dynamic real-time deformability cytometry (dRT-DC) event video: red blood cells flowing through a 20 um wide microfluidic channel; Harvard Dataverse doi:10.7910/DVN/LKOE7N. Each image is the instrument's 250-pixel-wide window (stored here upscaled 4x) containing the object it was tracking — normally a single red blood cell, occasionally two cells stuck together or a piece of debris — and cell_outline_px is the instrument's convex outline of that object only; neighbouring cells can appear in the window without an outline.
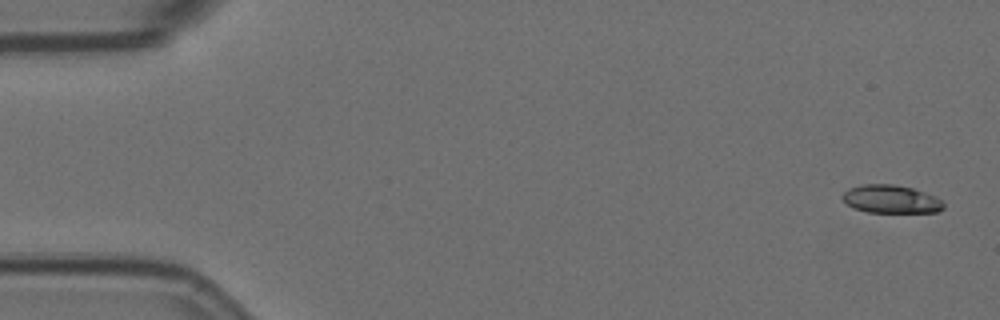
{"species": "Egyptian fruit bat (a non-hibernating species)", "species_latin": "Rousettus aegyptiacus", "temperature_condition": "room temperature", "stored_images_in_passage": 11, "camera_frame_rate_fps": 3000, "um_per_image_px": 0.085, "animal": {"sex": "female"}, "frame": {"image": 1, "passage_image": 1, "time_ms": 0.0, "image_size_px": [1000, 320], "cell_outline_px": [[944, 208], [936, 212], [868, 212], [852, 208], [840, 196], [848, 188], [864, 184], [896, 184], [912, 188], [936, 196], [944, 204]], "centroid_in_image_um": [75.71, 16.92], "position_along_channel_um": 9.3, "area_um2": 16.59}}
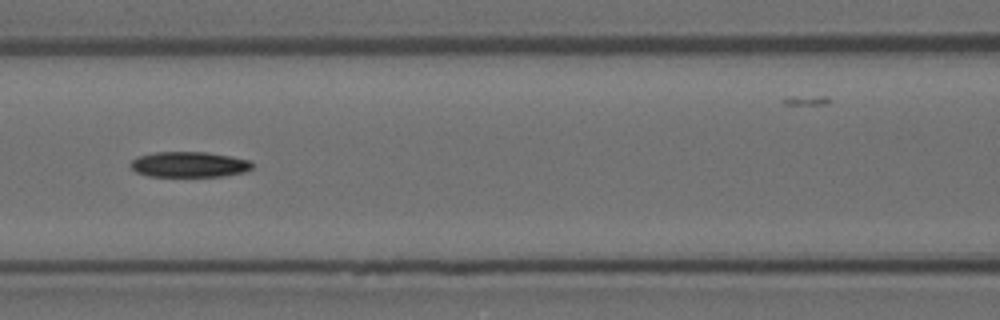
{"frame": {"image": 2, "passage_image": 7, "time_ms": 2.0, "image_size_px": [1000, 320], "cell_outline_px": [[252, 168], [244, 172], [220, 176], [148, 176], [136, 172], [128, 164], [136, 156], [156, 152], [208, 152], [232, 156], [248, 160], [252, 164]], "centroid_in_image_um": [16.04, 13.97], "position_along_channel_um": 150.6, "area_um2": 18.09}}
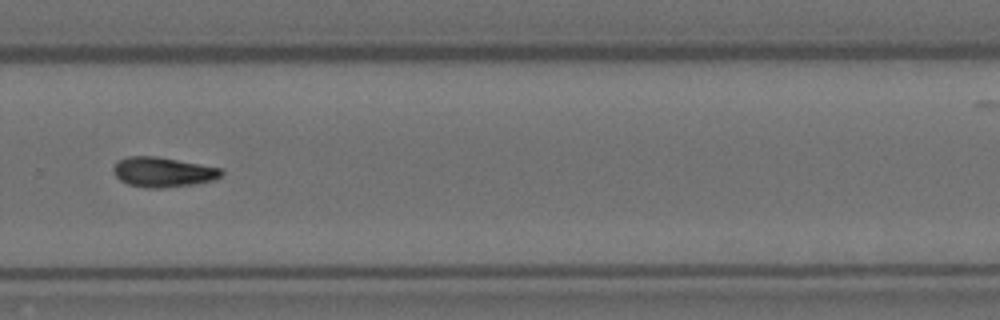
{"frame": {"image": 3, "passage_image": 11, "time_ms": 3.333, "image_size_px": [1000, 320], "cell_outline_px": [[224, 172], [220, 176], [212, 180], [196, 184], [164, 188], [144, 188], [128, 184], [120, 180], [116, 176], [112, 168], [116, 160], [128, 156], [156, 156], [224, 168]], "centroid_in_image_um": [13.84, 14.62], "position_along_channel_um": 316.0, "area_um2": 19.07}}